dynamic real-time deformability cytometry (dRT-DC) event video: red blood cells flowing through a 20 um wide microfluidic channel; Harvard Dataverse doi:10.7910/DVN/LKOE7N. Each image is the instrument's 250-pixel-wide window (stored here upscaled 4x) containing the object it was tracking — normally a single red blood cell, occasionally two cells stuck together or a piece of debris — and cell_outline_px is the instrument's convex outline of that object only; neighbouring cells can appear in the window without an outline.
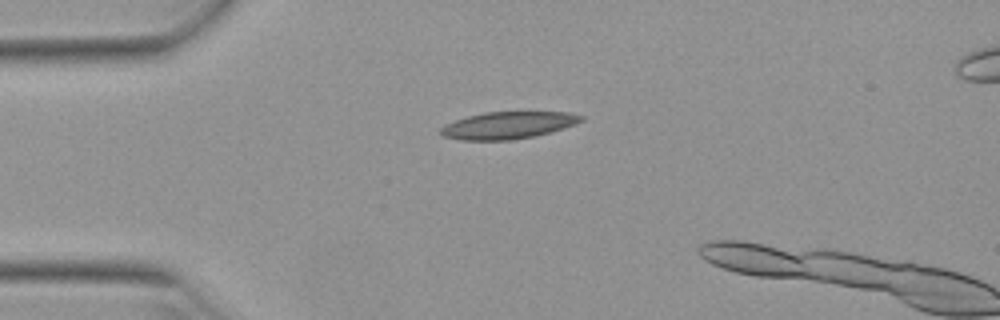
{"species": "Egyptian fruit bat (a non-hibernating species)", "species_latin": "Rousettus aegyptiacus", "temperature_condition": "warm", "stored_images_in_passage": 4, "camera_frame_rate_fps": 3000, "um_per_image_px": 0.085, "animal": {"sex": "female"}, "frame": {"image": 1, "passage_image": 1, "time_ms": 0.0, "image_size_px": [1000, 320], "cell_outline_px": [[584, 120], [576, 124], [564, 128], [532, 136], [508, 140], [460, 140], [440, 136], [440, 128], [444, 124], [468, 116], [484, 112], [568, 112], [584, 116]], "centroid_in_image_um": [43.15, 10.64], "position_along_channel_um": 41.8, "area_um2": 22.14}}